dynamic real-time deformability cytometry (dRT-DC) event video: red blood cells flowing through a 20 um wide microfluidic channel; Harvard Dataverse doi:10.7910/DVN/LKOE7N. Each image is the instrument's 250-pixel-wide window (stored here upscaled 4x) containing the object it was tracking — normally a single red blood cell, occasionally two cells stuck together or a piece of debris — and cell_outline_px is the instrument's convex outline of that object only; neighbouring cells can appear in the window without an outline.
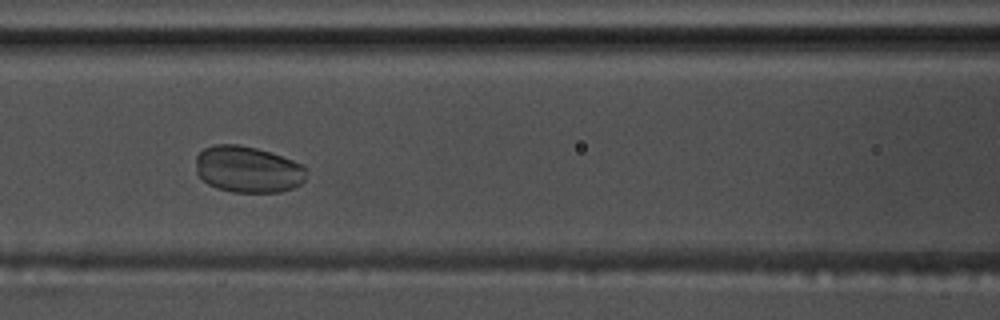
{"species": "common noctule bat (a hibernating species)", "species_latin": "Nyctalus noctula", "temperature_condition": "warm", "stored_images_in_passage": 45, "camera_frame_rate_fps": 3000, "um_per_image_px": 0.085, "animal": {"sex": "male", "body_mass_g": 17.5, "forearm_length_mm": 52.3}, "frame": {"image": 1, "passage_image": 14, "time_ms": 4.333, "image_size_px": [1000, 320], "cell_outline_px": [[308, 168], [304, 180], [300, 184], [292, 188], [280, 192], [232, 192], [216, 188], [208, 184], [196, 172], [196, 156], [204, 148], [212, 144], [240, 144], [256, 148], [292, 160]], "centroid_in_image_um": [21.05, 14.39], "position_along_channel_um": 145.5, "area_um2": 30.0}}